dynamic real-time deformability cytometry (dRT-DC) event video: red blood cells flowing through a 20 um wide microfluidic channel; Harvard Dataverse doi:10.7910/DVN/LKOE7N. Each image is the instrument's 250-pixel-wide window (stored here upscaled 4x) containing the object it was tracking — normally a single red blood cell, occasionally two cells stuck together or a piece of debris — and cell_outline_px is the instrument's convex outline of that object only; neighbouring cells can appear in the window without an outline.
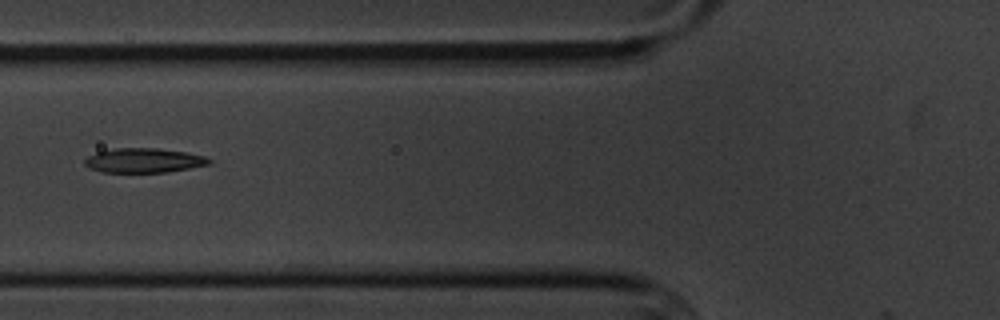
{"species": "common noctule bat (a hibernating species)", "species_latin": "Nyctalus noctula", "temperature_condition": "cold", "stored_images_in_passage": 11, "camera_frame_rate_fps": 3000, "um_per_image_px": 0.085, "animal": {"sex": "male", "body_mass_g": 20.1, "forearm_length_mm": 53.5}, "frame": {"image": 1, "passage_image": 2, "time_ms": 1.333, "image_size_px": [1000, 320], "cell_outline_px": [[212, 164], [164, 172], [100, 172], [88, 168], [84, 164], [84, 160], [88, 156], [96, 152], [116, 148], [156, 148], [184, 152], [204, 156], [212, 160]], "centroid_in_image_um": [12.19, 13.64], "position_along_channel_um": 113.6, "area_um2": 17.69}}
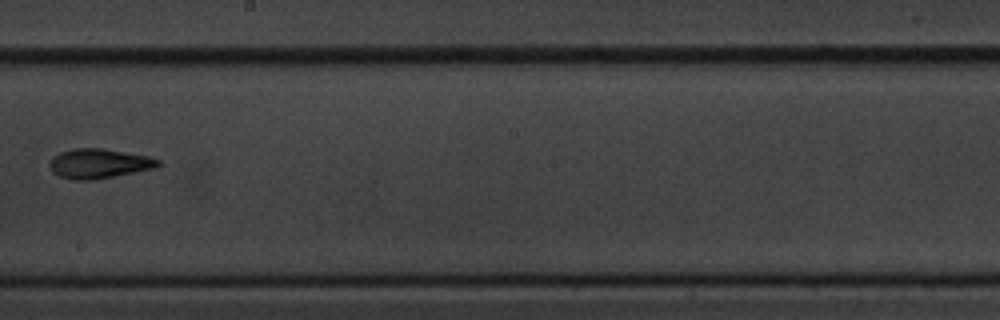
{"frame": {"image": 2, "passage_image": 5, "time_ms": 5.0, "image_size_px": [1000, 320], "cell_outline_px": [[160, 164], [156, 168], [92, 180], [72, 180], [60, 176], [52, 172], [48, 164], [52, 156], [60, 152], [72, 148], [100, 148], [148, 156], [160, 160]], "centroid_in_image_um": [8.37, 13.9], "position_along_channel_um": 239.8, "area_um2": 18.73}}
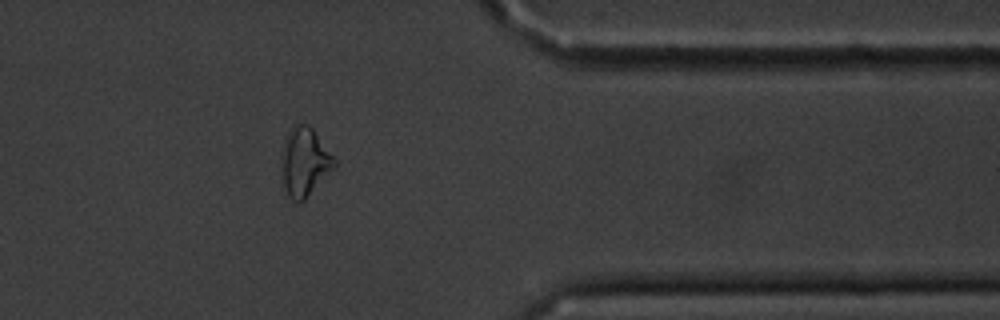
{"frame": {"image": 3, "passage_image": 9, "time_ms": 9.667, "image_size_px": [1000, 320], "cell_outline_px": [[336, 164], [304, 200], [300, 204], [292, 200], [288, 196], [284, 188], [284, 152], [288, 132], [296, 124], [308, 124], [312, 128], [336, 160]], "centroid_in_image_um": [25.92, 13.78], "position_along_channel_um": 385.5, "area_um2": 20.0}, "authors_computed_cell_mechanics": {"area_um2": 18.0336, "velocity_mm_per_s": 3.4282, "shape_relaxation_time_tau1_ms": 2.6011, "shape_relaxation_time_tau2_ms": 5.1257, "deformation_change_tau1": 0.1107, "deformation_change_tau2": 0.1045}}